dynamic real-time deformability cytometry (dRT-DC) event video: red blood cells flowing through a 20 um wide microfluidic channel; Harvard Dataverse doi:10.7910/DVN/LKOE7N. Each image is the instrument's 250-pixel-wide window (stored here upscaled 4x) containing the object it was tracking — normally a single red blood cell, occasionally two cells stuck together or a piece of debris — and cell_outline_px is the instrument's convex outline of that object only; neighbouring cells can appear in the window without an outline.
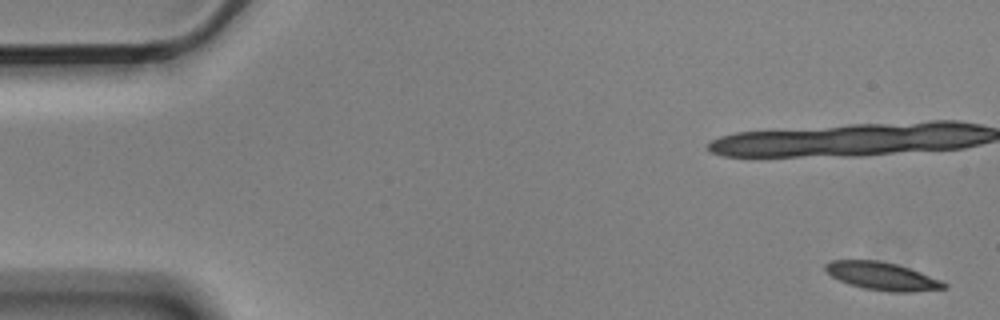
{"species": "Egyptian fruit bat (a non-hibernating species)", "species_latin": "Rousettus aegyptiacus", "temperature_condition": "cold", "stored_images_in_passage": 9, "camera_frame_rate_fps": 3000, "um_per_image_px": 0.085, "animal": {"sex": "male"}, "frame": {"image": 1, "passage_image": 1, "time_ms": 0.0, "image_size_px": [1000, 320], "cell_outline_px": [[948, 288], [912, 292], [888, 292], [864, 288], [848, 284], [832, 276], [824, 268], [824, 264], [832, 260], [876, 260], [896, 264], [920, 272], [940, 280], [948, 284]], "centroid_in_image_um": [74.99, 23.48], "position_along_channel_um": 10.0, "area_um2": 19.19}}
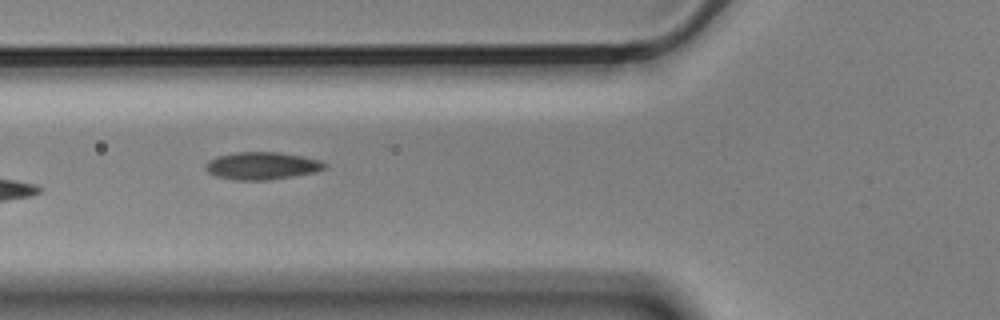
{"frame": {"image": 2, "passage_image": 7, "time_ms": 2.0, "image_size_px": [1000, 320], "cell_outline_px": [[328, 168], [316, 172], [268, 180], [232, 180], [216, 176], [208, 172], [204, 168], [204, 164], [208, 160], [216, 156], [236, 152], [280, 152], [304, 156], [320, 160], [328, 164]], "centroid_in_image_um": [22.27, 14.09], "position_along_channel_um": 103.5, "area_um2": 19.42}}
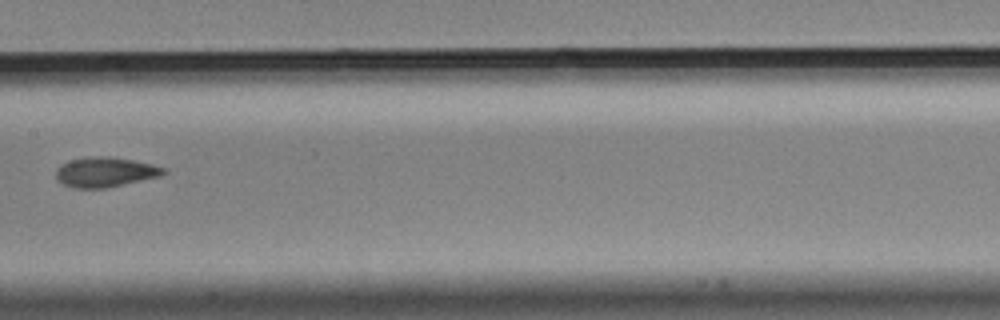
{"frame": {"image": 3, "passage_image": 9, "time_ms": 2.667, "image_size_px": [1000, 320], "cell_outline_px": [[168, 172], [160, 176], [108, 188], [72, 188], [64, 184], [56, 176], [56, 168], [68, 160], [92, 156], [100, 156], [132, 160], [152, 164], [164, 168]], "centroid_in_image_um": [8.94, 14.63], "position_along_channel_um": 198.5, "area_um2": 18.61}}